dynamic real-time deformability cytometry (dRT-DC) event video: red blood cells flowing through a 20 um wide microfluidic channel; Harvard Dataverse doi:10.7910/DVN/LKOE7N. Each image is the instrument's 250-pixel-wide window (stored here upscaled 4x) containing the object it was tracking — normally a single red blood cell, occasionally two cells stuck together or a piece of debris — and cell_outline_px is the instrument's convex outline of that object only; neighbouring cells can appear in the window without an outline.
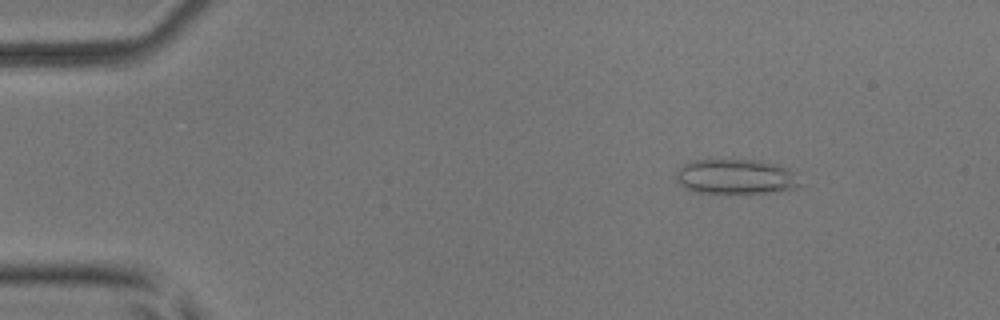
{"species": "common noctule bat (a hibernating species)", "species_latin": "Nyctalus noctula", "temperature_condition": "room temperature", "stored_images_in_passage": 4, "camera_frame_rate_fps": 3000, "um_per_image_px": 0.085, "animal": {"sex": "male", "body_mass_g": 17.9, "forearm_length_mm": 54.2}, "frame": {"image": 1, "passage_image": 2, "time_ms": 0.333, "image_size_px": [1000, 320], "cell_outline_px": [[804, 184], [800, 188], [764, 192], [696, 192], [680, 184], [676, 180], [676, 172], [684, 164], [692, 160], [760, 160], [780, 164], [788, 168]], "centroid_in_image_um": [62.6, 14.99], "position_along_channel_um": 22.4, "area_um2": 25.09}}